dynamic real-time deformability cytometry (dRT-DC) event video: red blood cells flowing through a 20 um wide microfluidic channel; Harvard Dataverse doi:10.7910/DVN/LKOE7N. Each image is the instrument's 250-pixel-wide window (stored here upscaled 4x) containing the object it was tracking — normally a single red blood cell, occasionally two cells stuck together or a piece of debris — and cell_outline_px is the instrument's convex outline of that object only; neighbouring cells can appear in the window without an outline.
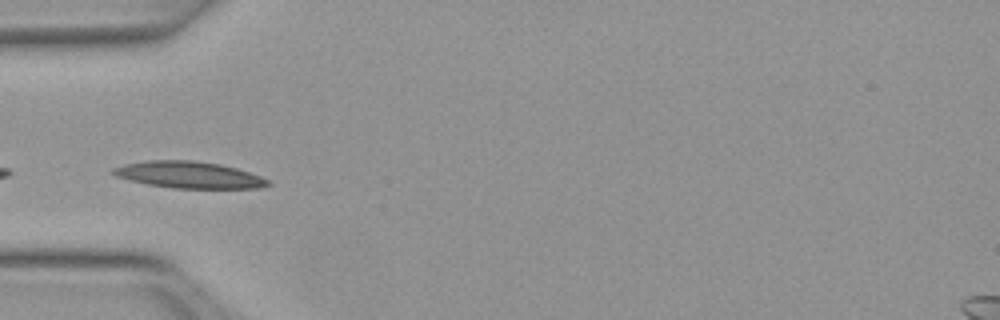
{"species": "Egyptian fruit bat (a non-hibernating species)", "species_latin": "Rousettus aegyptiacus", "temperature_condition": "warm", "stored_images_in_passage": 27, "camera_frame_rate_fps": 3000, "um_per_image_px": 0.085, "animal": {"sex": "female"}, "frame": {"image": 1, "passage_image": 1, "time_ms": 0.0, "image_size_px": [1000, 320], "cell_outline_px": [[272, 184], [264, 188], [172, 188], [148, 184], [116, 176], [112, 172], [112, 168], [124, 164], [148, 160], [192, 160], [220, 164], [236, 168], [260, 176], [268, 180]], "centroid_in_image_um": [16.08, 14.86], "position_along_channel_um": 68.9, "area_um2": 23.93}, "authors_computed_cell_mechanics": {"area_um2": 21.964, "velocity_mm_per_s": 3.9448, "shape_relaxation_time_tau1_ms": 4.1028, "shape_relaxation_time_tau2_ms": 10.1551, "deformation_change_tau1": 0.1313, "deformation_change_tau2": 0.2095}}